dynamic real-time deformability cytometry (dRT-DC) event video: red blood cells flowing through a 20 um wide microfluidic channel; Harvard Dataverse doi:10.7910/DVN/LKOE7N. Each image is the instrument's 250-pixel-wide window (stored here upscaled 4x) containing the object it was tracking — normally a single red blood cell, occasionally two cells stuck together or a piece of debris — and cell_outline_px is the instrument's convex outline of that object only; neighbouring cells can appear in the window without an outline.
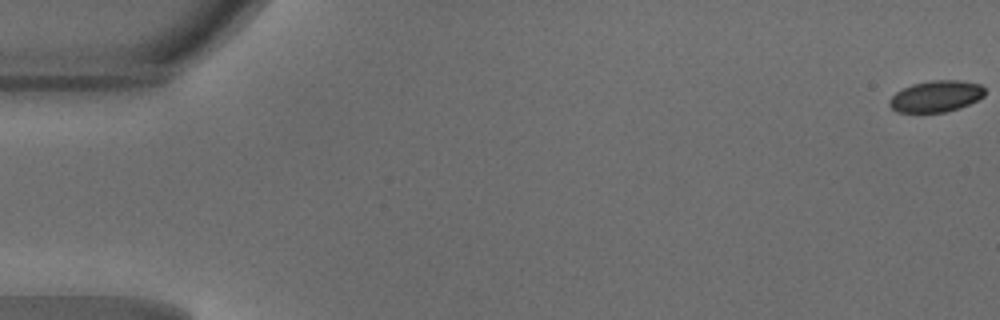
{"species": "common noctule bat (a hibernating species)", "species_latin": "Nyctalus noctula", "temperature_condition": "warm", "stored_images_in_passage": 49, "camera_frame_rate_fps": 3000, "um_per_image_px": 0.085, "animal": {"sex": "male", "body_mass_g": 18.8}, "frame": {"image": 1, "passage_image": 1, "time_ms": 0.0, "image_size_px": [1000, 320], "cell_outline_px": [[984, 96], [960, 108], [944, 112], [900, 112], [892, 108], [888, 104], [888, 100], [896, 92], [912, 84], [932, 80], [960, 80], [980, 84], [984, 88]], "centroid_in_image_um": [79.56, 8.18], "position_along_channel_um": 5.4, "area_um2": 17.34}}
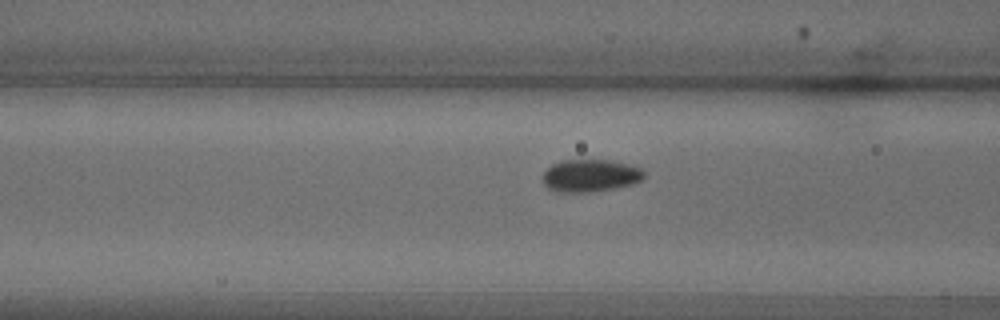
{"frame": {"image": 2, "passage_image": 20, "time_ms": 6.333, "image_size_px": [1000, 320], "cell_outline_px": [[644, 176], [640, 180], [632, 184], [612, 188], [588, 192], [556, 192], [548, 188], [544, 184], [544, 172], [552, 164], [560, 160], [612, 160], [628, 164], [640, 168], [644, 172]], "centroid_in_image_um": [50.16, 14.92], "position_along_channel_um": 116.4, "area_um2": 19.02}}
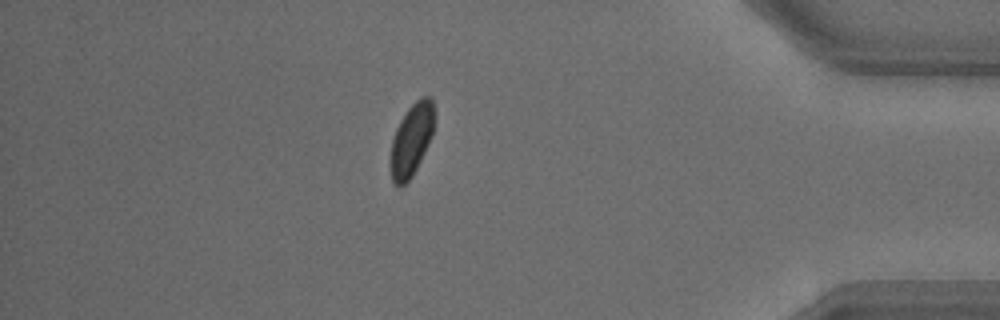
{"frame": {"image": 3, "passage_image": 43, "time_ms": 14.0, "image_size_px": [1000, 320], "cell_outline_px": [[432, 136], [412, 176], [400, 188], [392, 180], [392, 140], [396, 128], [400, 120], [408, 108], [420, 96], [432, 96]], "centroid_in_image_um": [34.97, 11.85], "position_along_channel_um": 400.2, "area_um2": 17.74}, "authors_computed_cell_mechanics": {"area_um2": 18.6116, "velocity_mm_per_s": 4.1826, "shape_relaxation_time_tau1_ms": 2.4462, "shape_relaxation_time_tau2_ms": null, "deformation_change_tau1": 0.061, "deformation_change_tau2": null}}